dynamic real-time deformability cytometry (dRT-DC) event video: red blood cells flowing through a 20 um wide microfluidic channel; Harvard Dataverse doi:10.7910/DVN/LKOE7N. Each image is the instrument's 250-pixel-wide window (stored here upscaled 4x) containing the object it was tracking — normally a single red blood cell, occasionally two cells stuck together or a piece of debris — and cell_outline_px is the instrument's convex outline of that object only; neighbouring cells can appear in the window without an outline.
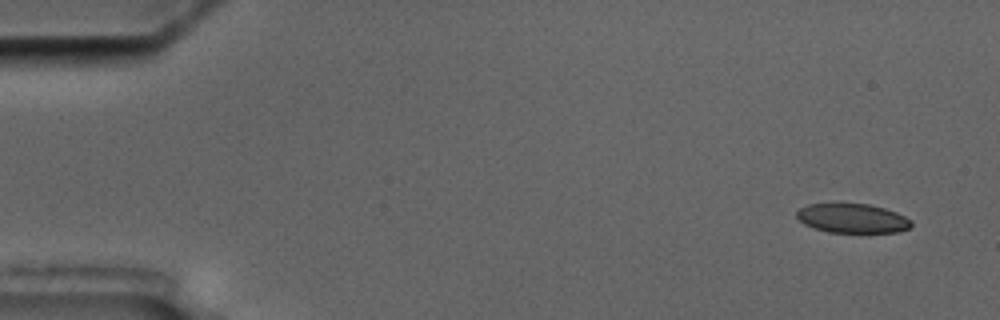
{"species": "common noctule bat (a hibernating species)", "species_latin": "Nyctalus noctula", "temperature_condition": "cold", "stored_images_in_passage": 5, "camera_frame_rate_fps": 3000, "um_per_image_px": 0.085, "animal": {"sex": "male", "body_mass_g": 17.5, "forearm_length_mm": 52.3}, "frame": {"image": 1, "passage_image": 1, "time_ms": 0.0, "image_size_px": [1000, 320], "cell_outline_px": [[912, 224], [908, 228], [900, 232], [828, 232], [804, 224], [796, 216], [796, 212], [800, 208], [808, 204], [836, 200], [868, 204], [884, 208], [896, 212], [912, 220]], "centroid_in_image_um": [72.41, 18.5], "position_along_channel_um": 12.6, "area_um2": 20.23}}
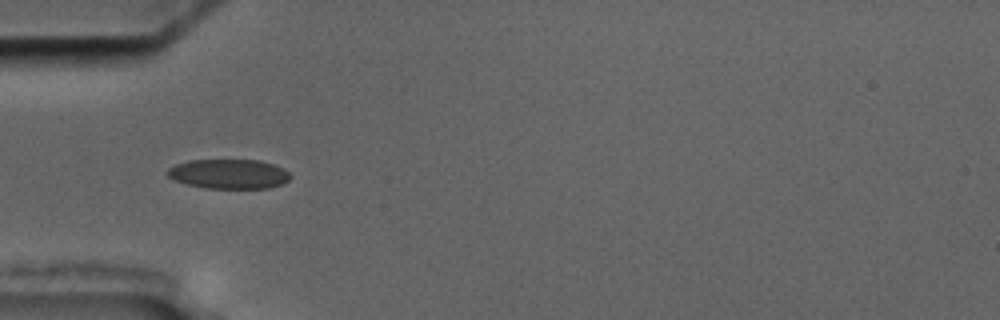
{"frame": {"image": 2, "passage_image": 5, "time_ms": 5.0, "image_size_px": [1000, 320], "cell_outline_px": [[292, 176], [284, 184], [268, 188], [204, 188], [188, 184], [176, 180], [168, 176], [164, 172], [168, 168], [176, 164], [188, 160], [260, 160], [284, 168]], "centroid_in_image_um": [19.46, 14.78], "position_along_channel_um": 65.5, "area_um2": 21.27}}